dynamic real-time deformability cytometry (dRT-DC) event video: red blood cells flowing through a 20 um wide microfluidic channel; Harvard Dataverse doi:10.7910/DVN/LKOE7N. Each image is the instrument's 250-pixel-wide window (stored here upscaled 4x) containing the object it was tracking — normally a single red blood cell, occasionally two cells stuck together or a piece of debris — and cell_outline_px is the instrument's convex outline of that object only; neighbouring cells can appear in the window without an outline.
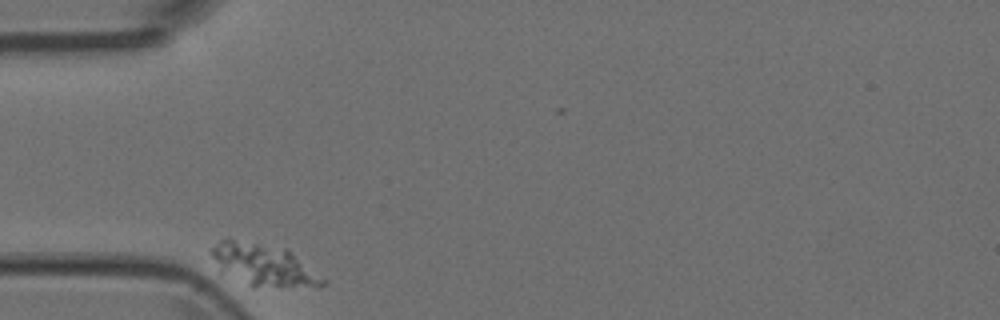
{"species": "Egyptian fruit bat (a non-hibernating species)", "species_latin": "Rousettus aegyptiacus", "temperature_condition": "room temperature", "stored_images_in_passage": 3, "camera_frame_rate_fps": 3000, "um_per_image_px": 0.085, "animal": {"sex": "female"}, "frame": {"image": 1, "passage_image": 1, "time_ms": 0.0, "image_size_px": [1000, 320], "cell_outline_px": [[328, 284], [320, 288], [252, 288], [220, 276], [212, 256], [212, 248], [220, 240], [228, 236], [288, 248], [328, 280]], "centroid_in_image_um": [22.42, 22.57], "position_along_channel_um": 62.6, "area_um2": 29.54}}
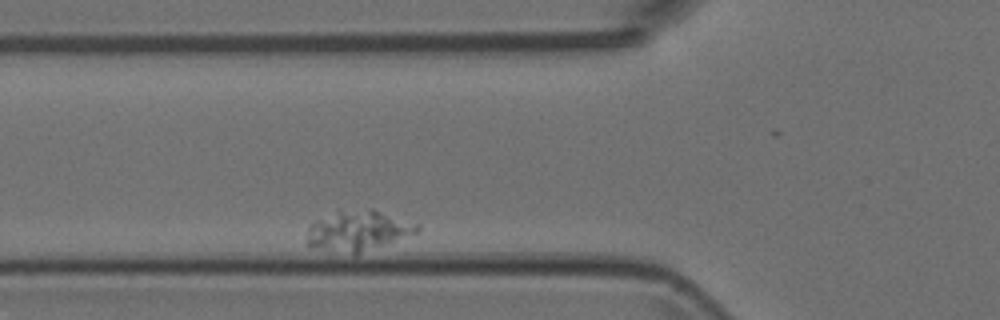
{"frame": {"image": 2, "passage_image": 2, "time_ms": 0.333, "image_size_px": [1000, 320], "cell_outline_px": [[420, 228], [416, 232], [356, 256], [308, 248], [304, 244], [308, 228], [316, 220], [340, 208], [372, 208], [420, 224]], "centroid_in_image_um": [30.35, 19.62], "position_along_channel_um": 95.5, "area_um2": 27.05}}